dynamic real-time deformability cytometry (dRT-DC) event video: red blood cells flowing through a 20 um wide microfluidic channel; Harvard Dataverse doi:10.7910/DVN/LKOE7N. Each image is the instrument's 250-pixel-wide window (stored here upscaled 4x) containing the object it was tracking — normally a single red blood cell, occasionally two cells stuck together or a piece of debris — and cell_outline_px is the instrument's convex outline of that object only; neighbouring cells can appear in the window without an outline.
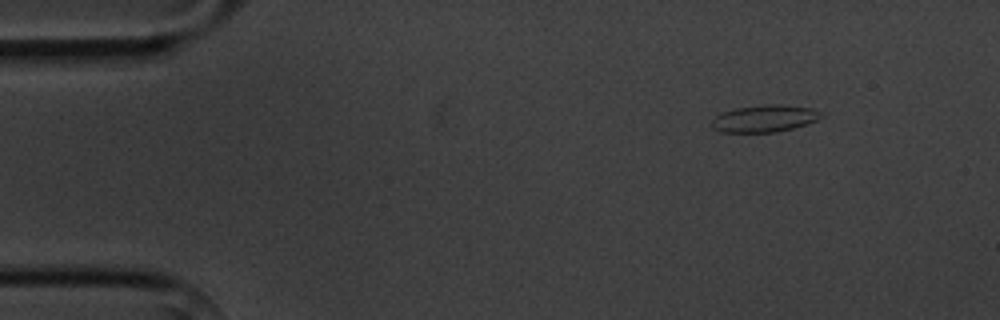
{"species": "common noctule bat (a hibernating species)", "species_latin": "Nyctalus noctula", "temperature_condition": "cold", "stored_images_in_passage": 4, "camera_frame_rate_fps": 3000, "um_per_image_px": 0.085, "animal": {"sex": "male", "body_mass_g": 20.1, "forearm_length_mm": 53.5}, "frame": {"image": 1, "passage_image": 1, "time_ms": 0.0, "image_size_px": [1000, 320], "cell_outline_px": [[824, 116], [816, 120], [792, 128], [776, 132], [720, 132], [712, 128], [712, 120], [716, 116], [724, 112], [736, 108], [764, 104], [780, 104], [812, 108], [824, 112]], "centroid_in_image_um": [65.0, 10.06], "position_along_channel_um": 20.0, "area_um2": 17.22}}